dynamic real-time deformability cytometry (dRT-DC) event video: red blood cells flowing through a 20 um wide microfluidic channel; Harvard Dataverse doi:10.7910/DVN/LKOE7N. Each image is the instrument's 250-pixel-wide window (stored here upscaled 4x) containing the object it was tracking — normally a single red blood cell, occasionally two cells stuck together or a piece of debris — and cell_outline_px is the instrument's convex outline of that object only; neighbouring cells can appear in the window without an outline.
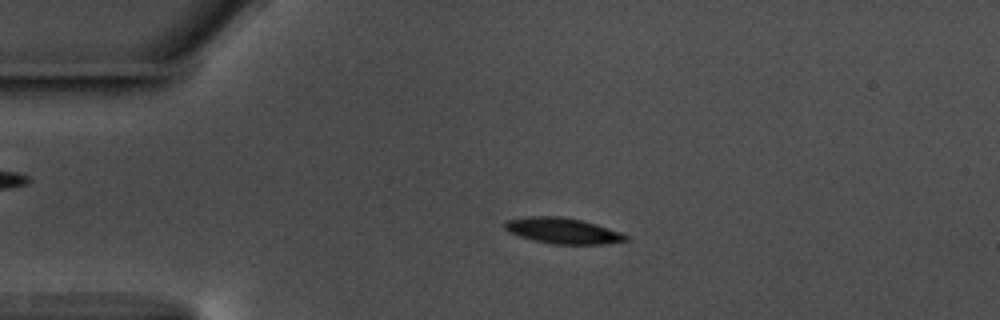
{"species": "common noctule bat (a hibernating species)", "species_latin": "Nyctalus noctula", "temperature_condition": "warm", "stored_images_in_passage": 46, "camera_frame_rate_fps": 3000, "um_per_image_px": 0.085, "animal": {"sex": "male", "body_mass_g": 17.5, "forearm_length_mm": 52.3}, "frame": {"image": 1, "passage_image": 1, "time_ms": 0.0, "image_size_px": [1000, 320], "cell_outline_px": [[628, 240], [604, 244], [552, 244], [520, 236], [508, 232], [504, 228], [504, 220], [528, 216], [560, 216], [580, 220], [596, 224], [620, 232], [628, 236]], "centroid_in_image_um": [47.8, 19.6], "position_along_channel_um": 37.2, "area_um2": 18.09}}
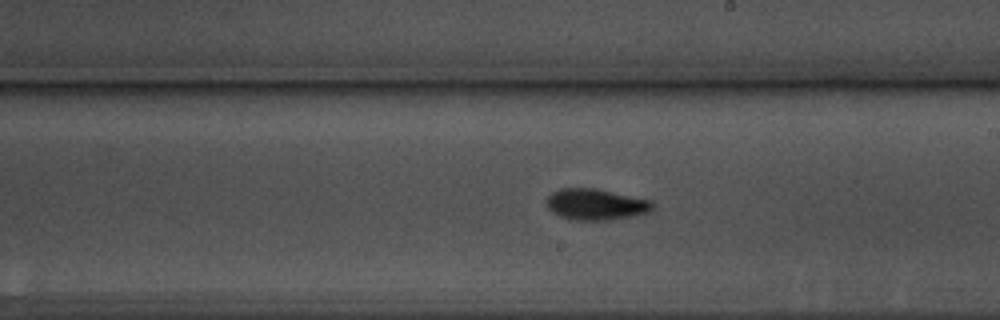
{"frame": {"image": 2, "passage_image": 21, "time_ms": 6.667, "image_size_px": [1000, 320], "cell_outline_px": [[656, 204], [648, 212], [632, 216], [608, 220], [576, 220], [560, 216], [552, 212], [548, 208], [548, 196], [552, 192], [560, 188], [596, 188], [652, 200]], "centroid_in_image_um": [50.67, 17.36], "position_along_channel_um": 238.3, "area_um2": 19.25}}
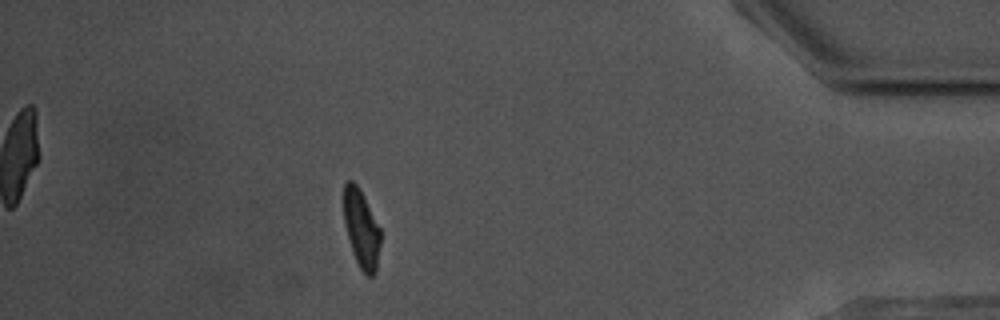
{"frame": {"image": 3, "passage_image": 39, "time_ms": 12.667, "image_size_px": [1000, 320], "cell_outline_px": [[380, 244], [376, 272], [372, 276], [368, 276], [360, 268], [352, 252], [344, 224], [344, 184], [348, 180], [352, 180], [360, 188], [380, 228]], "centroid_in_image_um": [30.71, 19.43], "position_along_channel_um": 404.5, "area_um2": 16.7}, "authors_computed_cell_mechanics": {"area_um2": 18.207, "velocity_mm_per_s": 3.5468, "shape_relaxation_time_tau1_ms": 3.4592, "shape_relaxation_time_tau2_ms": 5.842, "deformation_change_tau1": 0.1457, "deformation_change_tau2": 0.1158}}